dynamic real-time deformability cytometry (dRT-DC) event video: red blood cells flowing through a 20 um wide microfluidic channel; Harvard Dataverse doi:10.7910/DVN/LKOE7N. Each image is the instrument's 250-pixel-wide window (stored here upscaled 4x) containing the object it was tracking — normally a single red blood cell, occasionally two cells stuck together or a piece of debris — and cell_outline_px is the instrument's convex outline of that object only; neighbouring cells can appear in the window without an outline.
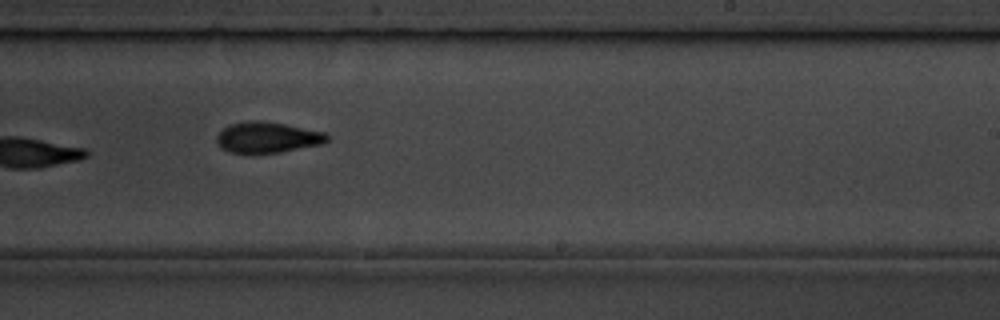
{"species": "common noctule bat (a hibernating species)", "species_latin": "Nyctalus noctula", "temperature_condition": "room temperature", "stored_images_in_passage": 16, "camera_frame_rate_fps": 3000, "um_per_image_px": 0.085, "animal": {"sex": "male", "body_mass_g": 19.5, "forearm_length_mm": 54.6}, "frame": {"image": 1, "passage_image": 10, "time_ms": 10.333, "image_size_px": [1000, 320], "cell_outline_px": [[328, 140], [324, 144], [280, 152], [252, 156], [248, 156], [228, 152], [220, 148], [216, 140], [216, 136], [228, 124], [248, 120], [264, 120], [328, 132]], "centroid_in_image_um": [22.71, 11.71], "position_along_channel_um": 266.3, "area_um2": 20.87}, "authors_computed_cell_mechanics": {"area_um2": 17.7157, "velocity_mm_per_s": 3.8008, "shape_relaxation_time_tau1_ms": 3.4199, "shape_relaxation_time_tau2_ms": 2.4414, "deformation_change_tau1": 0.1231, "deformation_change_tau2": 0.0626}}